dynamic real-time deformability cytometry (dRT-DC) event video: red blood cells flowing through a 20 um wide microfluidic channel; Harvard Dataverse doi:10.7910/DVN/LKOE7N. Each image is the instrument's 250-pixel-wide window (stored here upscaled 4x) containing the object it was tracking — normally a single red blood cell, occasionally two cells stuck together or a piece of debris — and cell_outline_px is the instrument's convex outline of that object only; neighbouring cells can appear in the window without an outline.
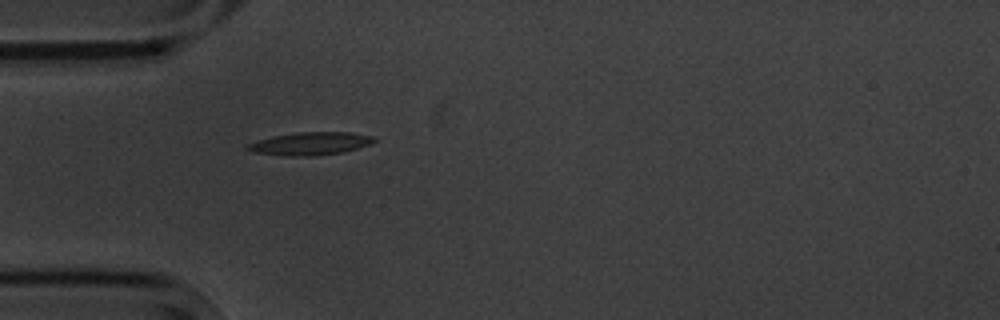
{"species": "common noctule bat (a hibernating species)", "species_latin": "Nyctalus noctula", "temperature_condition": "cold", "stored_images_in_passage": 1, "camera_frame_rate_fps": 3000, "um_per_image_px": 0.085, "animal": {"sex": "male", "body_mass_g": 20.1, "forearm_length_mm": 53.5}, "frame": {"image": 1, "passage_image": 1, "time_ms": 0.0, "image_size_px": [1000, 320], "cell_outline_px": [[376, 140], [372, 144], [344, 152], [312, 156], [284, 156], [252, 152], [244, 148], [248, 144], [256, 140], [272, 136], [300, 132], [352, 132], [372, 136]], "centroid_in_image_um": [26.36, 12.21], "position_along_channel_um": 58.6, "area_um2": 17.05}}